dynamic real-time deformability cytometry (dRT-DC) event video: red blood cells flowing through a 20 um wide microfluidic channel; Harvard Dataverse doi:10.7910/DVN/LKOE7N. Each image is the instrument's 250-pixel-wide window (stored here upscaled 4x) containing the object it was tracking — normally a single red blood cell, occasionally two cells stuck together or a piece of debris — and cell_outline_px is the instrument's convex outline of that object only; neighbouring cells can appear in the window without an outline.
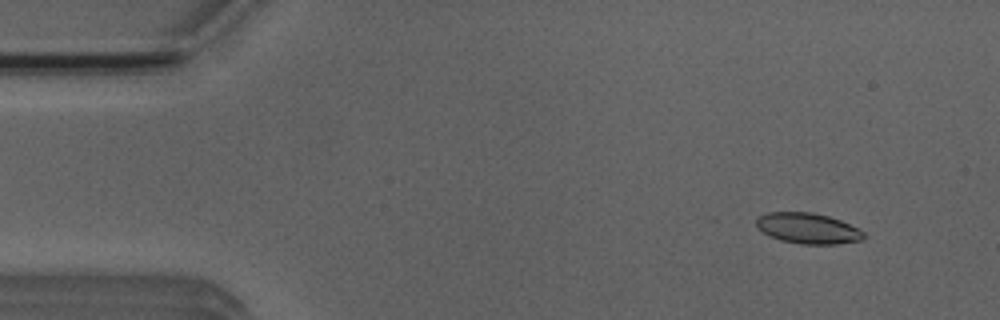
{"species": "Egyptian fruit bat (a non-hibernating species)", "species_latin": "Rousettus aegyptiacus", "temperature_condition": "room temperature", "stored_images_in_passage": 5, "camera_frame_rate_fps": 3000, "um_per_image_px": 0.085, "animal": {"sex": "male"}, "frame": {"image": 1, "passage_image": 2, "time_ms": 1.333, "image_size_px": [1000, 320], "cell_outline_px": [[864, 236], [860, 240], [836, 244], [800, 244], [780, 240], [768, 236], [756, 224], [756, 216], [768, 212], [812, 212], [828, 216], [840, 220], [860, 228], [864, 232]], "centroid_in_image_um": [68.66, 19.4], "position_along_channel_um": 16.3, "area_um2": 19.25}}